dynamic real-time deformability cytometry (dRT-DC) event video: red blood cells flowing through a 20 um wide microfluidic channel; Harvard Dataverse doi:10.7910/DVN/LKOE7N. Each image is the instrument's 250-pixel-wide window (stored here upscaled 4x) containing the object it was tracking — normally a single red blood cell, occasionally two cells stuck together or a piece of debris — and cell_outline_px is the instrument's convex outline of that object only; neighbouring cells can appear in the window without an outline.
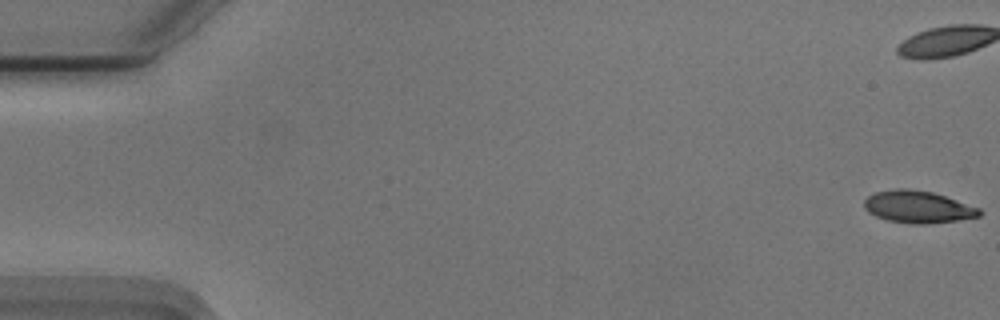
{"species": "Egyptian fruit bat (a non-hibernating species)", "species_latin": "Rousettus aegyptiacus", "temperature_condition": "cold", "stored_images_in_passage": 51, "camera_frame_rate_fps": 3000, "um_per_image_px": 0.085, "animal": {"sex": "male"}, "frame": {"image": 1, "passage_image": 1, "time_ms": 0.0, "image_size_px": [1000, 320], "cell_outline_px": [[984, 212], [980, 216], [960, 220], [928, 224], [908, 224], [888, 220], [876, 216], [868, 212], [864, 208], [864, 200], [868, 196], [876, 192], [900, 188], [908, 188], [932, 192], [980, 208]], "centroid_in_image_um": [78.04, 17.6], "position_along_channel_um": 7.0, "area_um2": 21.68}}